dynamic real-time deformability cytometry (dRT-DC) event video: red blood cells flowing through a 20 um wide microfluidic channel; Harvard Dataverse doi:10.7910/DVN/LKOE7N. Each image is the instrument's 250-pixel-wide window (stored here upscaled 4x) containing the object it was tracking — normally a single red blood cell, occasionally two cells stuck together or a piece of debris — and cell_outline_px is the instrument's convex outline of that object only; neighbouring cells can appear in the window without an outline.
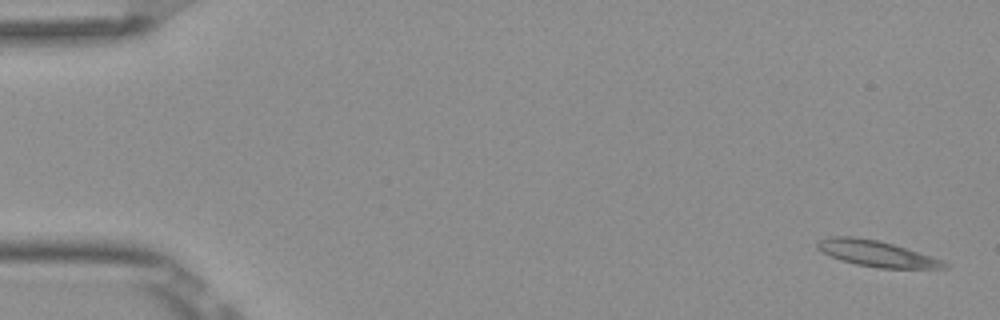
{"species": "Egyptian fruit bat (a non-hibernating species)", "species_latin": "Rousettus aegyptiacus", "temperature_condition": "room temperature", "stored_images_in_passage": 5, "camera_frame_rate_fps": 3000, "um_per_image_px": 0.085, "frame": {"image": 1, "passage_image": 1, "time_ms": 0.0, "image_size_px": [1000, 320], "cell_outline_px": [[948, 268], [880, 268], [856, 264], [840, 260], [816, 248], [816, 244], [820, 240], [828, 236], [852, 236], [876, 240], [892, 244], [944, 260], [948, 264]], "centroid_in_image_um": [74.5, 21.55], "position_along_channel_um": 10.5, "area_um2": 18.96}}
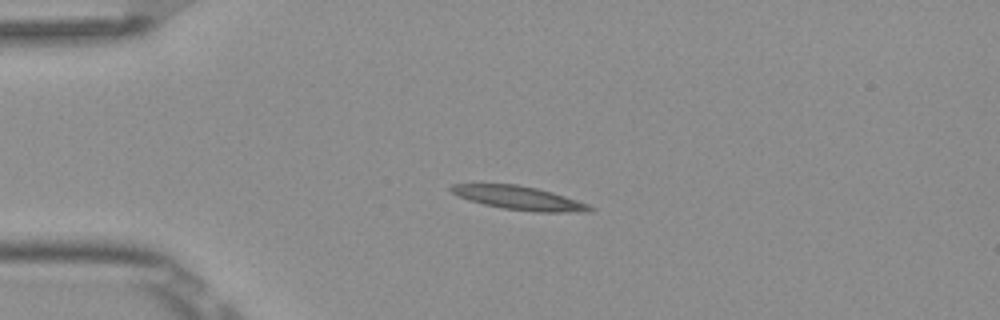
{"frame": {"image": 2, "passage_image": 4, "time_ms": 1.0, "image_size_px": [1000, 320], "cell_outline_px": [[596, 208], [588, 212], [536, 212], [504, 208], [484, 204], [468, 200], [452, 192], [448, 188], [452, 184], [516, 184], [536, 188], [552, 192], [588, 204]], "centroid_in_image_um": [44.14, 16.83], "position_along_channel_um": 40.9, "area_um2": 18.9}}